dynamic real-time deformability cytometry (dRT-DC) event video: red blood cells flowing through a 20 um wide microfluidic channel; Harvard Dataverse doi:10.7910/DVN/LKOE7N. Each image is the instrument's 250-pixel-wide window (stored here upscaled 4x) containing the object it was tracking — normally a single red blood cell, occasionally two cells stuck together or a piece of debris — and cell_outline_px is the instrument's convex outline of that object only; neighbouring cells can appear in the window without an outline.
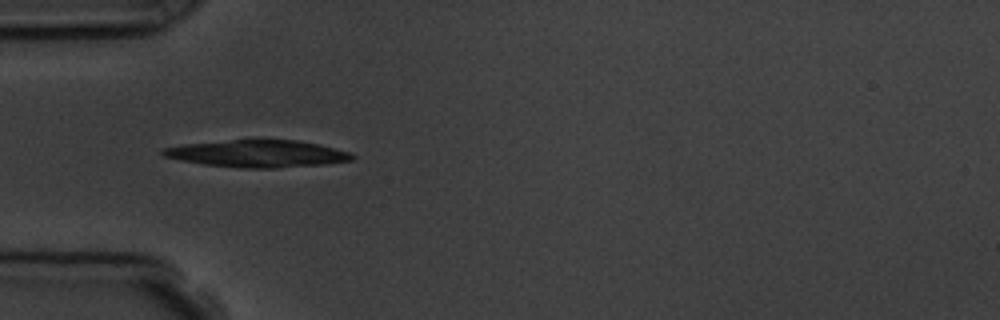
{"species": "common noctule bat (a hibernating species)", "species_latin": "Nyctalus noctula", "temperature_condition": "room temperature", "stored_images_in_passage": 4, "camera_frame_rate_fps": 3000, "um_per_image_px": 0.085, "animal": {"sex": "male", "body_mass_g": 19.5, "forearm_length_mm": 54.6}, "frame": {"image": 1, "passage_image": 3, "time_ms": 3.0, "image_size_px": [1000, 320], "cell_outline_px": [[356, 156], [352, 160], [328, 164], [276, 168], [240, 168], [204, 164], [180, 160], [164, 156], [160, 152], [164, 148], [184, 144], [232, 140], [300, 140], [336, 148], [352, 152]], "centroid_in_image_um": [21.96, 13.07], "position_along_channel_um": 63.0, "area_um2": 30.0}}